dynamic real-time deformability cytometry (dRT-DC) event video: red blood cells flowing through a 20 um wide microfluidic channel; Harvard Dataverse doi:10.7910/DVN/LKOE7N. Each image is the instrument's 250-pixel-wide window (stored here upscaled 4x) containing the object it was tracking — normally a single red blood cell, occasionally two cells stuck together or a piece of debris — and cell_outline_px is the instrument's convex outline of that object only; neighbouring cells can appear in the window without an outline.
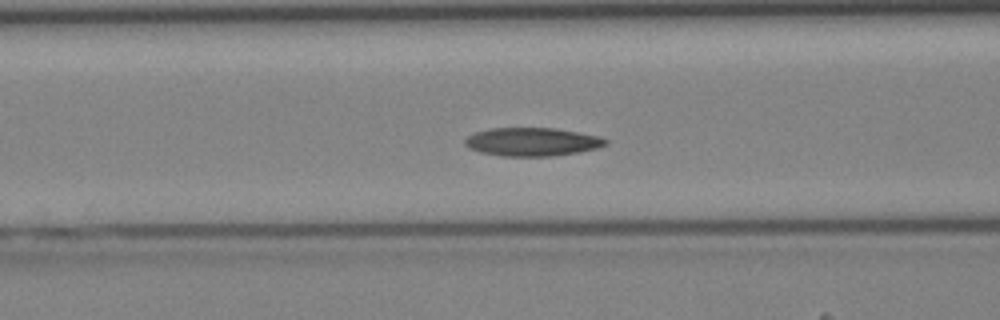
{"species": "Egyptian fruit bat (a non-hibernating species)", "species_latin": "Rousettus aegyptiacus", "temperature_condition": "cold", "stored_images_in_passage": 42, "camera_frame_rate_fps": 3000, "um_per_image_px": 0.085, "animal": {"sex": "female"}, "frame": {"image": 1, "passage_image": 17, "time_ms": 5.333, "image_size_px": [1000, 320], "cell_outline_px": [[608, 144], [596, 148], [576, 152], [552, 156], [504, 156], [480, 152], [468, 148], [464, 144], [464, 140], [468, 136], [476, 132], [488, 128], [556, 128], [600, 136], [608, 140]], "centroid_in_image_um": [45.22, 12.05], "position_along_channel_um": 121.4, "area_um2": 23.24}}
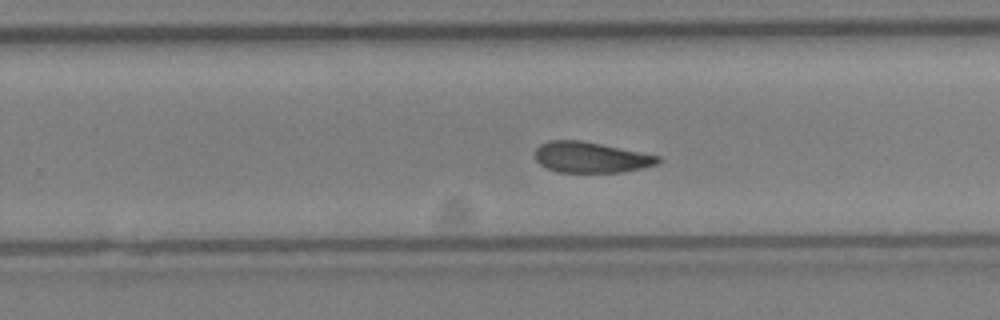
{"frame": {"image": 2, "passage_image": 27, "time_ms": 8.667, "image_size_px": [1000, 320], "cell_outline_px": [[660, 160], [656, 164], [640, 168], [620, 172], [560, 172], [548, 168], [540, 164], [536, 160], [536, 148], [540, 144], [548, 140], [580, 140], [660, 156]], "centroid_in_image_um": [50.18, 13.36], "position_along_channel_um": 279.6, "area_um2": 21.68}}
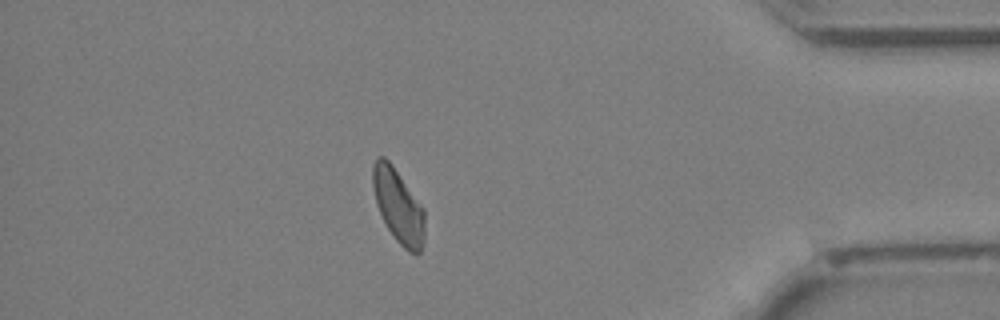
{"frame": {"image": 3, "passage_image": 37, "time_ms": 12.0, "image_size_px": [1000, 320], "cell_outline_px": [[424, 240], [420, 252], [416, 256], [408, 252], [396, 240], [388, 228], [376, 204], [372, 184], [372, 164], [376, 156], [384, 156], [392, 164], [424, 208]], "centroid_in_image_um": [33.85, 17.49], "position_along_channel_um": 401.4, "area_um2": 22.43}}